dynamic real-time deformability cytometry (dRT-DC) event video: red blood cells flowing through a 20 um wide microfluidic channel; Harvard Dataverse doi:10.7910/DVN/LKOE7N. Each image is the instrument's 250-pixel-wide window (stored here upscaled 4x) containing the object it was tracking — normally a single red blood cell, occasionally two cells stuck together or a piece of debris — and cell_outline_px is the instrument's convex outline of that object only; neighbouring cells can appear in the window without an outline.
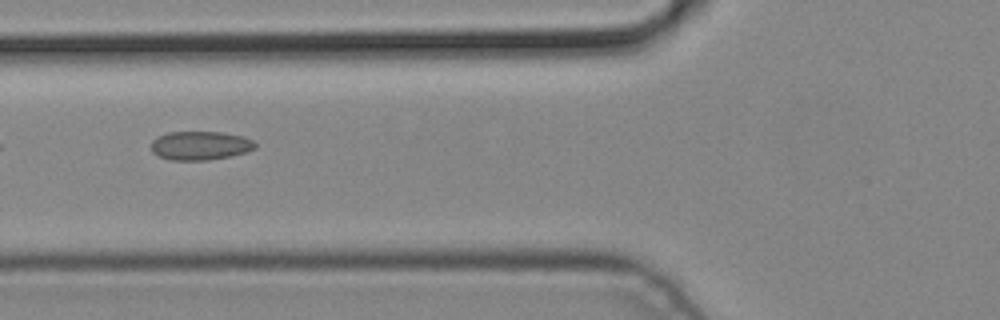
{"species": "common noctule bat (a hibernating species)", "species_latin": "Nyctalus noctula", "temperature_condition": "cold", "stored_images_in_passage": 3, "camera_frame_rate_fps": 3000, "um_per_image_px": 0.085, "animal": {"sex": "male", "body_mass_g": 19.2, "forearm_length_mm": 51.8}, "frame": {"image": 1, "passage_image": 2, "time_ms": 0.333, "image_size_px": [1000, 320], "cell_outline_px": [[256, 148], [232, 156], [208, 160], [172, 160], [160, 156], [152, 152], [152, 140], [156, 136], [168, 132], [220, 132], [244, 136], [252, 140], [256, 144]], "centroid_in_image_um": [17.02, 12.37], "position_along_channel_um": 108.8, "area_um2": 17.46}}
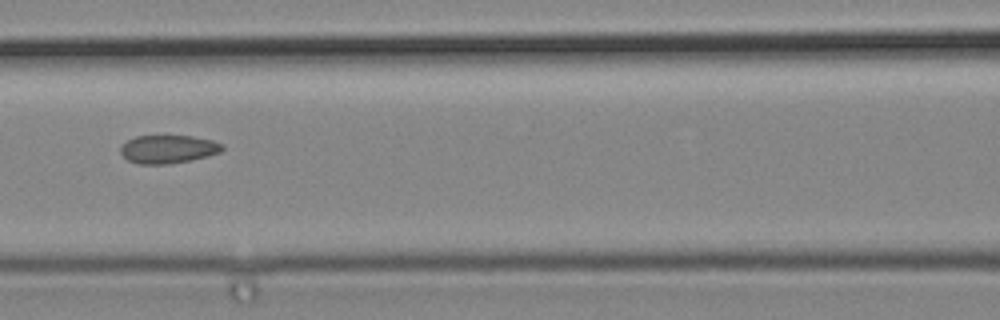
{"frame": {"image": 2, "passage_image": 3, "time_ms": 0.667, "image_size_px": [1000, 320], "cell_outline_px": [[224, 148], [220, 152], [208, 156], [192, 160], [168, 164], [140, 164], [128, 160], [120, 152], [120, 148], [128, 140], [136, 136], [192, 136], [212, 140], [224, 144]], "centroid_in_image_um": [14.32, 12.68], "position_along_channel_um": 152.3, "area_um2": 16.7}}